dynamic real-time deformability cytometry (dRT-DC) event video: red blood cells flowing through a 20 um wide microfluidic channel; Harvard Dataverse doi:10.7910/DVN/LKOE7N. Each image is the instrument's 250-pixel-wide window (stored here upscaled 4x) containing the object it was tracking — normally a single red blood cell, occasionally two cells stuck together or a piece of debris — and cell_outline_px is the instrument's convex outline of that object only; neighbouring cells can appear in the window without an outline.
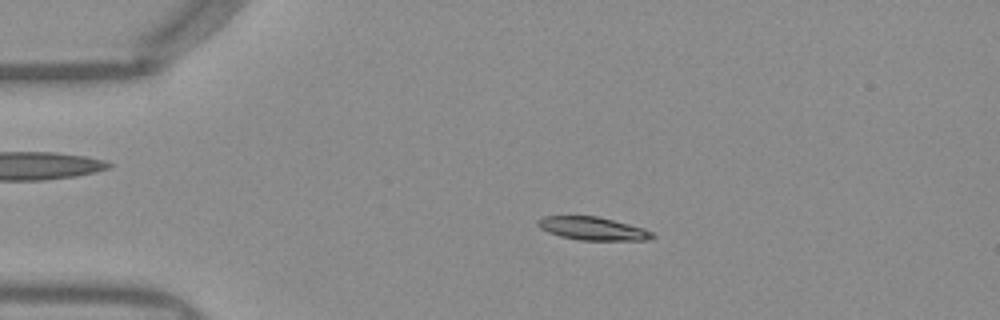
{"species": "Egyptian fruit bat (a non-hibernating species)", "species_latin": "Rousettus aegyptiacus", "temperature_condition": "warm", "stored_images_in_passage": 50, "camera_frame_rate_fps": 3000, "um_per_image_px": 0.085, "frame": {"image": 1, "passage_image": 10, "time_ms": 3.0, "image_size_px": [1000, 320], "cell_outline_px": [[656, 236], [648, 240], [580, 240], [560, 236], [548, 232], [540, 228], [536, 224], [536, 220], [544, 216], [596, 216], [644, 228], [652, 232]], "centroid_in_image_um": [50.36, 19.43], "position_along_channel_um": 34.6, "area_um2": 15.37}}
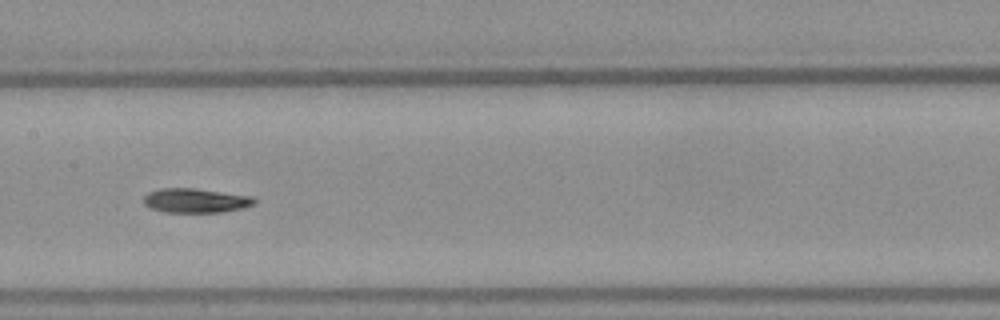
{"frame": {"image": 2, "passage_image": 25, "time_ms": 8.0, "image_size_px": [1000, 320], "cell_outline_px": [[256, 204], [240, 208], [220, 212], [164, 212], [152, 208], [144, 204], [144, 196], [148, 192], [160, 188], [196, 188], [252, 196], [256, 200]], "centroid_in_image_um": [16.62, 17.03], "position_along_channel_um": 190.8, "area_um2": 15.66}}
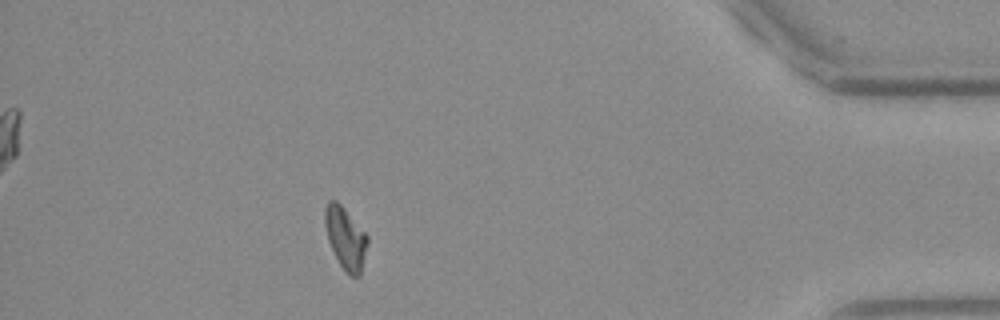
{"frame": {"image": 3, "passage_image": 45, "time_ms": 14.667, "image_size_px": [1000, 320], "cell_outline_px": [[368, 244], [360, 276], [352, 276], [344, 272], [328, 240], [324, 224], [324, 208], [328, 200], [336, 200], [344, 208], [368, 236]], "centroid_in_image_um": [29.36, 20.23], "position_along_channel_um": 405.8, "area_um2": 15.37}, "authors_computed_cell_mechanics": {"area_um2": 15.3748, "velocity_mm_per_s": 3.9464, "shape_relaxation_time_tau1_ms": null, "shape_relaxation_time_tau2_ms": 10.5663, "deformation_change_tau1": null, "deformation_change_tau2": 0.1772}}